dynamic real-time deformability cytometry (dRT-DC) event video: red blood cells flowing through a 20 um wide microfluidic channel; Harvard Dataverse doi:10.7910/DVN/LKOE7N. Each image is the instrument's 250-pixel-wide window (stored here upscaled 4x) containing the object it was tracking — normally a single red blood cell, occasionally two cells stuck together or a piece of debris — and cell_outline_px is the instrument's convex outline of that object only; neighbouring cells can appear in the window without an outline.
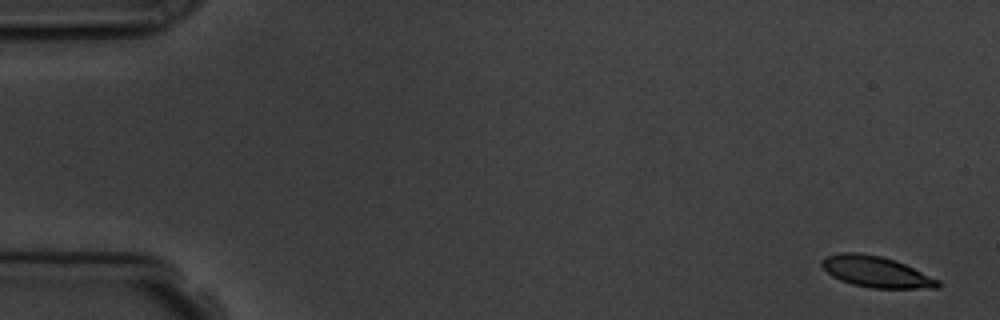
{"species": "common noctule bat (a hibernating species)", "species_latin": "Nyctalus noctula", "temperature_condition": "room temperature", "stored_images_in_passage": 5, "camera_frame_rate_fps": 3000, "um_per_image_px": 0.085, "animal": {"sex": "male", "body_mass_g": 19.5, "forearm_length_mm": 54.6}, "frame": {"image": 1, "passage_image": 1, "time_ms": 0.0, "image_size_px": [1000, 320], "cell_outline_px": [[940, 288], [872, 288], [852, 284], [840, 280], [832, 276], [820, 264], [820, 260], [824, 256], [840, 252], [856, 252], [880, 256], [904, 264], [940, 280]], "centroid_in_image_um": [74.43, 23.1], "position_along_channel_um": 10.6, "area_um2": 20.92}}
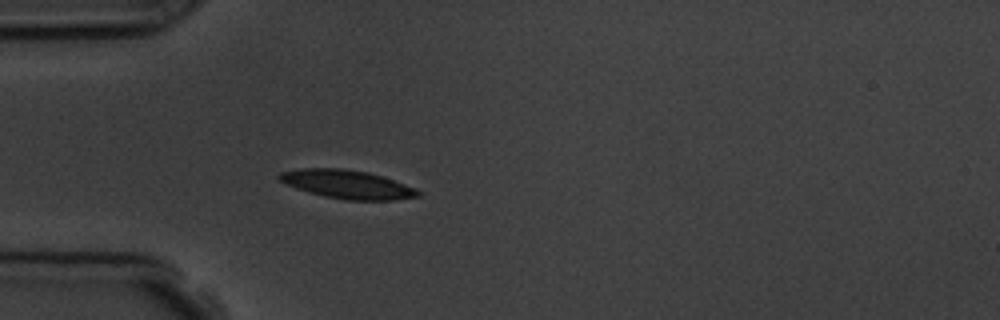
{"frame": {"image": 2, "passage_image": 5, "time_ms": 4.667, "image_size_px": [1000, 320], "cell_outline_px": [[420, 196], [392, 200], [344, 200], [324, 196], [308, 192], [296, 188], [280, 180], [276, 176], [280, 172], [300, 168], [340, 168], [368, 172], [416, 188], [420, 192]], "centroid_in_image_um": [29.49, 15.67], "position_along_channel_um": 55.5, "area_um2": 22.89}}